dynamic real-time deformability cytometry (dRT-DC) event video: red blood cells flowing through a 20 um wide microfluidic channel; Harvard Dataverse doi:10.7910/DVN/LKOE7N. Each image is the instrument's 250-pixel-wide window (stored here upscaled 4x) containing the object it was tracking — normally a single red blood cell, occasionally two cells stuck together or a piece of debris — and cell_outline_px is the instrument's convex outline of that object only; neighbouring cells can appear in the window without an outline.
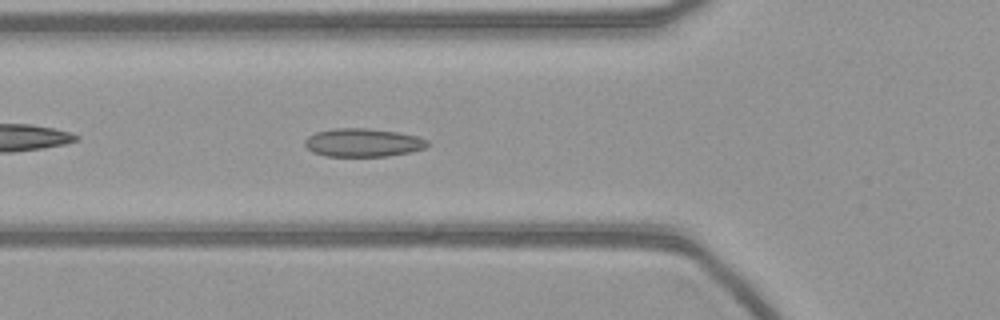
{"species": "common noctule bat (a hibernating species)", "species_latin": "Nyctalus noctula", "temperature_condition": "warm", "stored_images_in_passage": 42, "camera_frame_rate_fps": 3000, "um_per_image_px": 0.085, "animal": {"sex": "female", "body_mass_g": 21.9}, "frame": {"image": 1, "passage_image": 6, "time_ms": 1.667, "image_size_px": [1000, 320], "cell_outline_px": [[432, 144], [424, 148], [408, 152], [388, 156], [324, 156], [312, 152], [304, 144], [304, 140], [308, 136], [316, 132], [336, 128], [364, 128], [396, 132], [416, 136], [428, 140]], "centroid_in_image_um": [30.84, 12.12], "position_along_channel_um": 95.0, "area_um2": 20.17}}
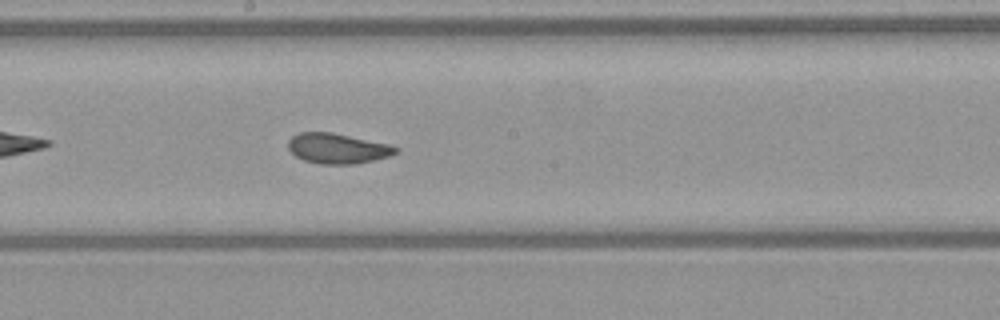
{"frame": {"image": 2, "passage_image": 16, "time_ms": 5.0, "image_size_px": [1000, 320], "cell_outline_px": [[400, 152], [388, 156], [356, 164], [320, 164], [304, 160], [296, 156], [288, 148], [288, 140], [292, 136], [300, 132], [332, 132], [388, 144], [400, 148]], "centroid_in_image_um": [28.69, 12.61], "position_along_channel_um": 219.5, "area_um2": 18.9}}
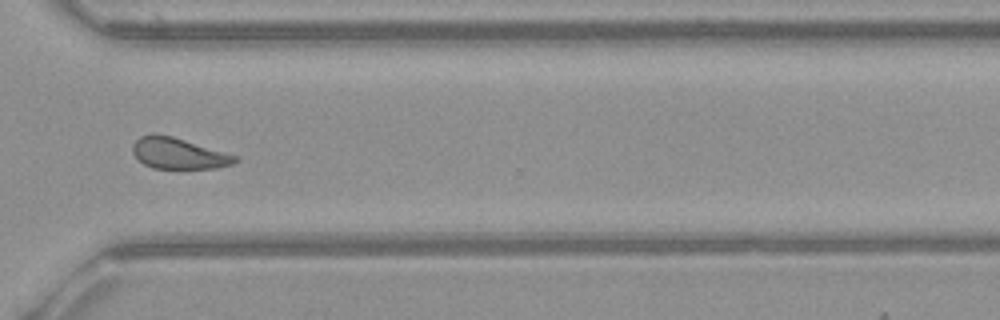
{"frame": {"image": 3, "passage_image": 27, "time_ms": 8.667, "image_size_px": [1000, 320], "cell_outline_px": [[240, 160], [232, 164], [216, 168], [152, 168], [144, 164], [132, 152], [132, 144], [140, 136], [152, 132], [156, 132], [172, 136], [240, 156]], "centroid_in_image_um": [15.19, 13.02], "position_along_channel_um": 355.4, "area_um2": 18.79}}